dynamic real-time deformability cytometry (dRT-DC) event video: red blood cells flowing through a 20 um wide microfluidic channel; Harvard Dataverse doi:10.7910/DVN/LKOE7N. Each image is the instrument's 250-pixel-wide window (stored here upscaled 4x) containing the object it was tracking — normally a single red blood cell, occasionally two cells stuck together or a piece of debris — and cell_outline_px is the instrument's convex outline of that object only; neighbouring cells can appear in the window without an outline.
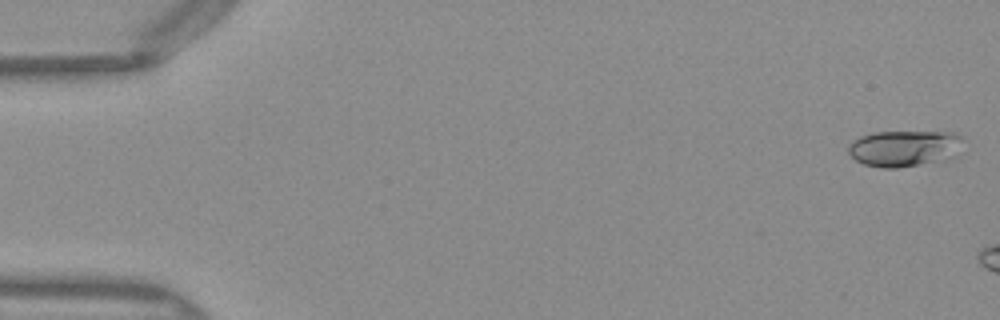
{"species": "Egyptian fruit bat (a non-hibernating species)", "species_latin": "Rousettus aegyptiacus", "temperature_condition": "warm", "stored_images_in_passage": 9, "camera_frame_rate_fps": 3000, "um_per_image_px": 0.085, "frame": {"image": 1, "passage_image": 1, "time_ms": 0.0, "image_size_px": [1000, 320], "cell_outline_px": [[960, 140], [956, 156], [900, 168], [880, 168], [864, 164], [856, 160], [848, 152], [848, 144], [852, 140], [860, 136], [872, 132], [956, 132], [960, 136]], "centroid_in_image_um": [76.78, 12.6], "position_along_channel_um": 8.2, "area_um2": 23.99}}